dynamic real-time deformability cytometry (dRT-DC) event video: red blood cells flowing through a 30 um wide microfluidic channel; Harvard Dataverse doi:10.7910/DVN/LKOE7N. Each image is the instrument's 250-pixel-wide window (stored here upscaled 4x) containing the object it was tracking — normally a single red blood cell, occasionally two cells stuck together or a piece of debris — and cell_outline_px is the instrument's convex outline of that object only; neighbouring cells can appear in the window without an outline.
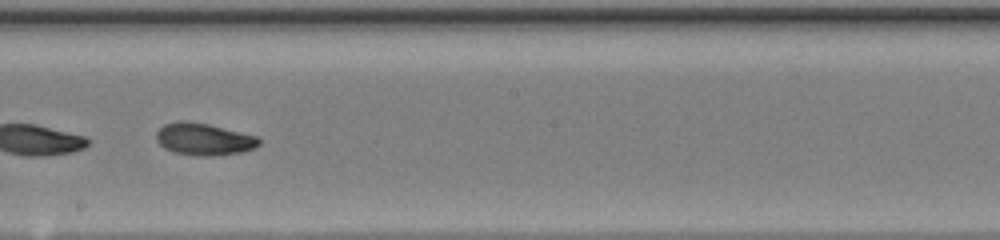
{"species": "common noctule bat (a hibernating species)", "species_latin": "Nyctalus noctula", "temperature_condition": "warm", "stored_images_in_passage": 47, "camera_frame_rate_fps": 3000, "um_per_image_px": 0.085, "animal": {"sex": "female", "body_mass_g": 20.0, "forearm_length_mm": 54.0}, "frame": {"image": 1, "passage_image": 29, "time_ms": 9.333, "image_size_px": [1000, 240], "cell_outline_px": [[260, 144], [252, 148], [240, 152], [212, 156], [200, 156], [172, 152], [164, 148], [156, 140], [156, 132], [164, 124], [180, 120], [188, 120], [208, 124], [256, 136], [260, 140]], "centroid_in_image_um": [17.27, 11.82], "position_along_channel_um": 230.9, "area_um2": 19.13}}
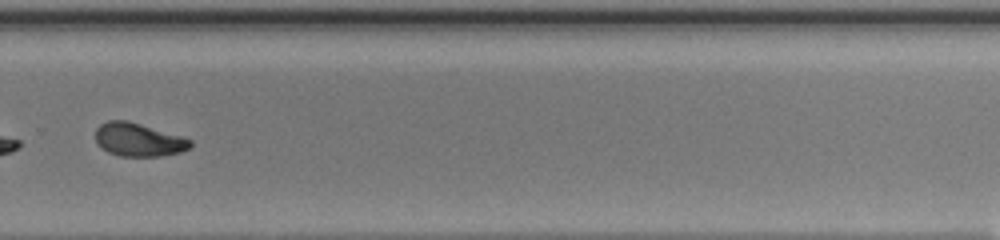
{"frame": {"image": 2, "passage_image": 35, "time_ms": 11.333, "image_size_px": [1000, 240], "cell_outline_px": [[192, 144], [188, 148], [180, 152], [160, 156], [120, 156], [108, 152], [100, 148], [96, 144], [96, 128], [100, 124], [108, 120], [128, 120], [180, 136], [192, 140]], "centroid_in_image_um": [11.72, 11.87], "position_along_channel_um": 318.1, "area_um2": 18.38}, "authors_computed_cell_mechanics": {"area_um2": 19.074, "velocity_mm_per_s": 4.3665, "shape_relaxation_time_tau1_ms": 7.0263, "shape_relaxation_time_tau2_ms": 3.6885, "deformation_change_tau1": 0.2313, "deformation_change_tau2": 0.075}}